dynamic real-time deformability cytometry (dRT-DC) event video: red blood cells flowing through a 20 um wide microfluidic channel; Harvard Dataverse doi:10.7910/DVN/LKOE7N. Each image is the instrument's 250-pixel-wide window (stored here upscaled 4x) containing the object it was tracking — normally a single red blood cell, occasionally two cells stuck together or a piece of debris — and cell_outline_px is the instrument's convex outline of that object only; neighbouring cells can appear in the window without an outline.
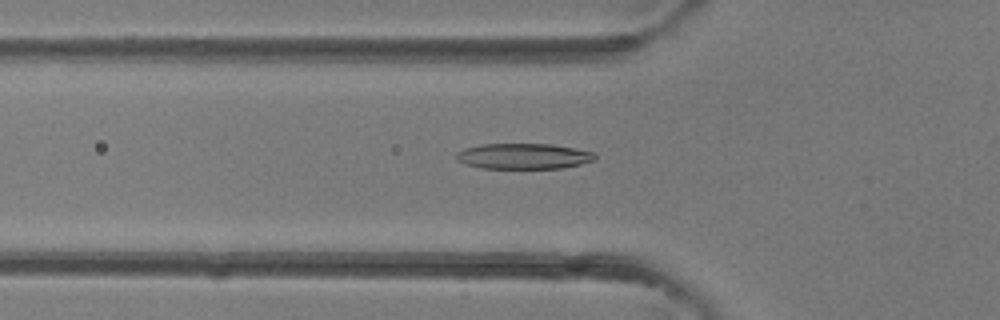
{"species": "common noctule bat (a hibernating species)", "species_latin": "Nyctalus noctula", "temperature_condition": "room temperature", "stored_images_in_passage": 39, "camera_frame_rate_fps": 3000, "um_per_image_px": 0.085, "animal": {"sex": "female"}, "frame": {"image": 1, "passage_image": 14, "time_ms": 4.333, "image_size_px": [1000, 320], "cell_outline_px": [[596, 160], [564, 168], [480, 168], [456, 160], [456, 152], [464, 148], [480, 144], [552, 144], [596, 152]], "centroid_in_image_um": [44.52, 13.27], "position_along_channel_um": 81.3, "area_um2": 20.81}}
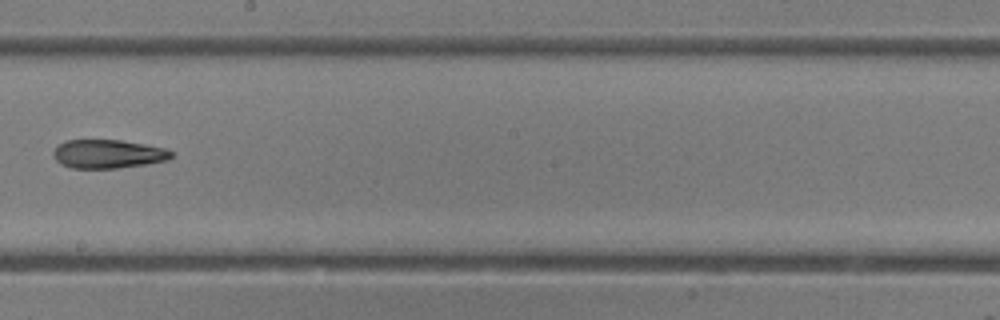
{"frame": {"image": 2, "passage_image": 23, "time_ms": 7.333, "image_size_px": [1000, 320], "cell_outline_px": [[172, 156], [168, 160], [144, 164], [116, 168], [72, 168], [60, 164], [52, 156], [52, 152], [64, 140], [120, 140], [144, 144], [164, 148], [172, 152]], "centroid_in_image_um": [9.14, 13.08], "position_along_channel_um": 239.1, "area_um2": 19.59}}
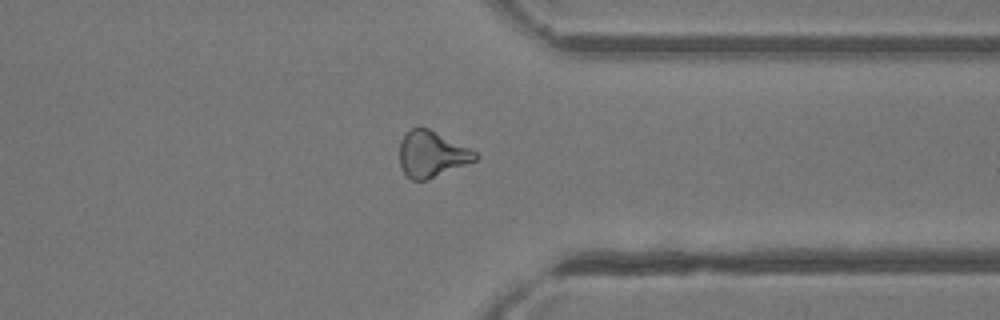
{"frame": {"image": 3, "passage_image": 31, "time_ms": 10.0, "image_size_px": [1000, 320], "cell_outline_px": [[480, 156], [476, 160], [428, 180], [412, 180], [400, 168], [400, 140], [412, 128], [420, 124], [476, 152]], "centroid_in_image_um": [36.67, 13.1], "position_along_channel_um": 374.7, "area_um2": 20.23}}